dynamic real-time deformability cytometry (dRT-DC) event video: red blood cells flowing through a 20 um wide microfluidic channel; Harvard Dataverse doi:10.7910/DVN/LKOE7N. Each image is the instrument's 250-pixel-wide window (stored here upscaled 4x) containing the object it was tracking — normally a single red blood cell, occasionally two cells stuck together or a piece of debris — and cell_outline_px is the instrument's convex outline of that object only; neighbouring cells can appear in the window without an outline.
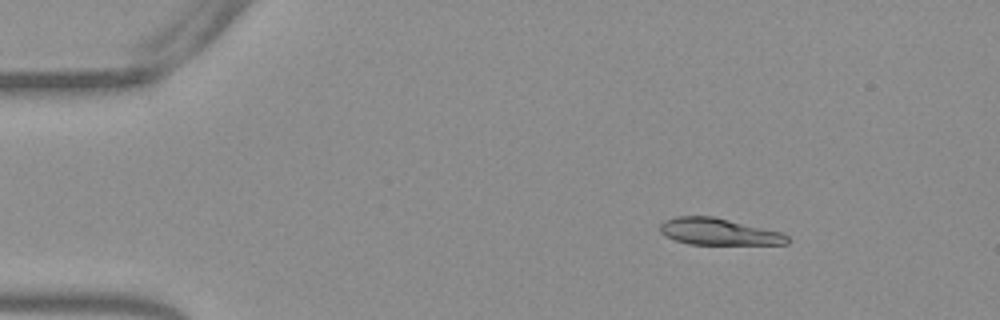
{"species": "Egyptian fruit bat (a non-hibernating species)", "species_latin": "Rousettus aegyptiacus", "temperature_condition": "warm", "stored_images_in_passage": 46, "camera_frame_rate_fps": 3000, "um_per_image_px": 0.085, "frame": {"image": 1, "passage_image": 1, "time_ms": 0.0, "image_size_px": [1000, 320], "cell_outline_px": [[788, 244], [688, 244], [664, 236], [660, 232], [660, 224], [664, 220], [676, 216], [712, 216], [784, 232], [788, 236]], "centroid_in_image_um": [61.08, 19.69], "position_along_channel_um": 23.9, "area_um2": 19.88}}
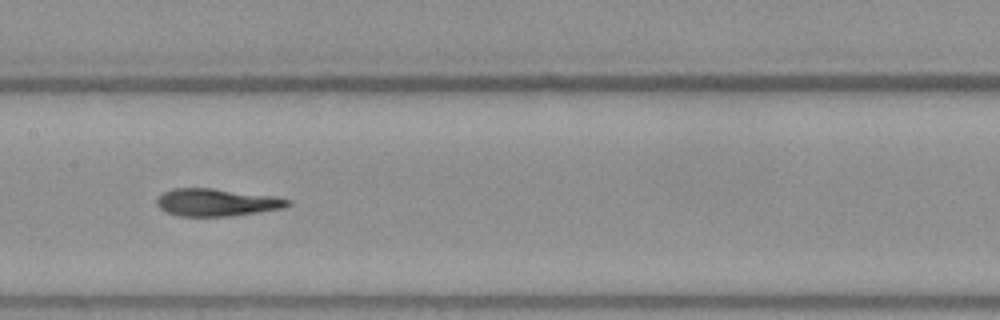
{"frame": {"image": 2, "passage_image": 20, "time_ms": 6.333, "image_size_px": [1000, 320], "cell_outline_px": [[292, 204], [284, 208], [228, 216], [180, 216], [168, 212], [160, 208], [156, 204], [156, 200], [164, 192], [172, 188], [212, 188], [276, 196], [292, 200]], "centroid_in_image_um": [18.45, 17.19], "position_along_channel_um": 188.9, "area_um2": 20.92}}
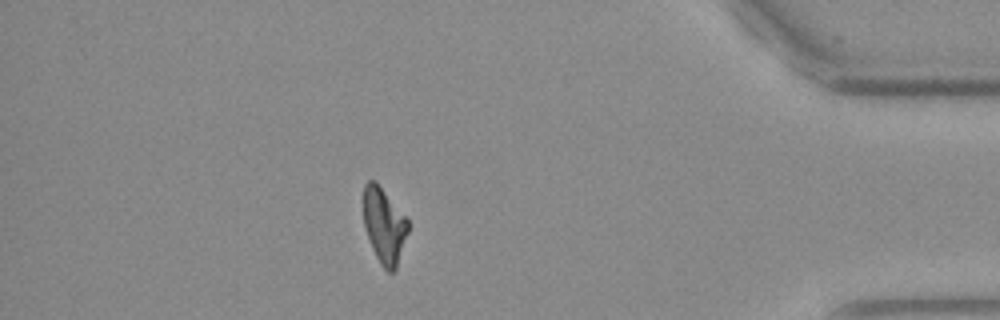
{"frame": {"image": 3, "passage_image": 40, "time_ms": 13.0, "image_size_px": [1000, 320], "cell_outline_px": [[408, 232], [396, 268], [392, 272], [388, 272], [380, 264], [372, 248], [364, 228], [364, 184], [368, 180], [376, 180], [408, 220]], "centroid_in_image_um": [32.64, 19.16], "position_along_channel_um": 402.6, "area_um2": 19.48}, "authors_computed_cell_mechanics": {"area_um2": 20.9814, "velocity_mm_per_s": 3.8341, "shape_relaxation_time_tau1_ms": 6.6807, "shape_relaxation_time_tau2_ms": 2.1646, "deformation_change_tau1": 0.2153, "deformation_change_tau2": 0.0682}}